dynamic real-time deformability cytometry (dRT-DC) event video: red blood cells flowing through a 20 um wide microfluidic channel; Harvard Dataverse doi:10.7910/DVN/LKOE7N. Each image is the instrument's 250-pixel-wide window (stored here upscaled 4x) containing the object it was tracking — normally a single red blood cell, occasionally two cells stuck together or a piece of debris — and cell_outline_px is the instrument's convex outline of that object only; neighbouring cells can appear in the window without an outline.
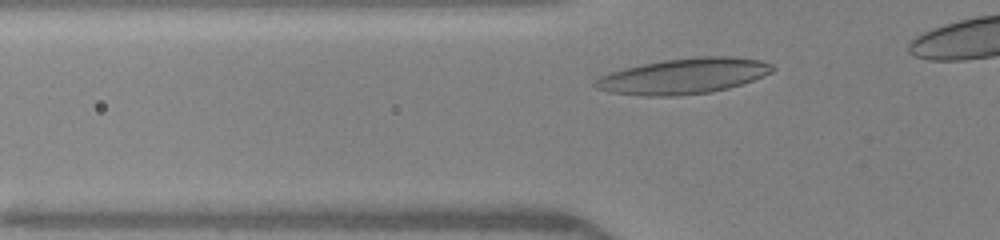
{"species": "human", "species_latin": "Homo sapiens", "temperature_condition": "warm", "stored_images_in_passage": 32, "camera_frame_rate_fps": 3000, "um_per_image_px": 0.085, "donor": {"sex": "female"}, "frame": {"image": 1, "passage_image": 5, "time_ms": 1.333, "image_size_px": [1000, 240], "cell_outline_px": [[776, 68], [772, 72], [764, 76], [728, 88], [708, 92], [676, 96], [644, 96], [612, 92], [596, 88], [592, 84], [592, 80], [600, 76], [624, 68], [664, 60], [700, 56], [732, 56], [760, 60], [772, 64]], "centroid_in_image_um": [58.11, 6.46], "position_along_channel_um": 67.7, "area_um2": 36.65}}
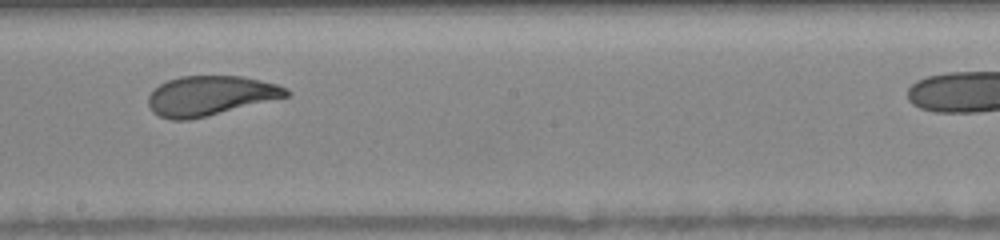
{"frame": {"image": 2, "passage_image": 17, "time_ms": 5.333, "image_size_px": [1000, 240], "cell_outline_px": [[292, 92], [288, 96], [208, 116], [188, 120], [172, 120], [160, 116], [152, 112], [148, 104], [148, 96], [160, 84], [168, 80], [180, 76], [244, 76], [276, 84], [288, 88]], "centroid_in_image_um": [17.87, 8.13], "position_along_channel_um": 230.3, "area_um2": 31.85}}
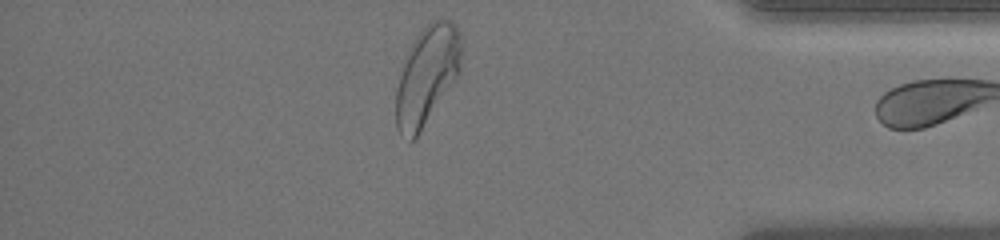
{"frame": {"image": 3, "passage_image": 31, "time_ms": 10.0, "image_size_px": [1000, 240], "cell_outline_px": [[460, 68], [456, 76], [420, 132], [412, 140], [400, 136], [396, 128], [396, 92], [400, 76], [408, 48], [416, 36], [432, 20], [452, 20], [456, 24], [460, 32]], "centroid_in_image_um": [36.27, 6.4], "position_along_channel_um": 398.9, "area_um2": 36.76}}